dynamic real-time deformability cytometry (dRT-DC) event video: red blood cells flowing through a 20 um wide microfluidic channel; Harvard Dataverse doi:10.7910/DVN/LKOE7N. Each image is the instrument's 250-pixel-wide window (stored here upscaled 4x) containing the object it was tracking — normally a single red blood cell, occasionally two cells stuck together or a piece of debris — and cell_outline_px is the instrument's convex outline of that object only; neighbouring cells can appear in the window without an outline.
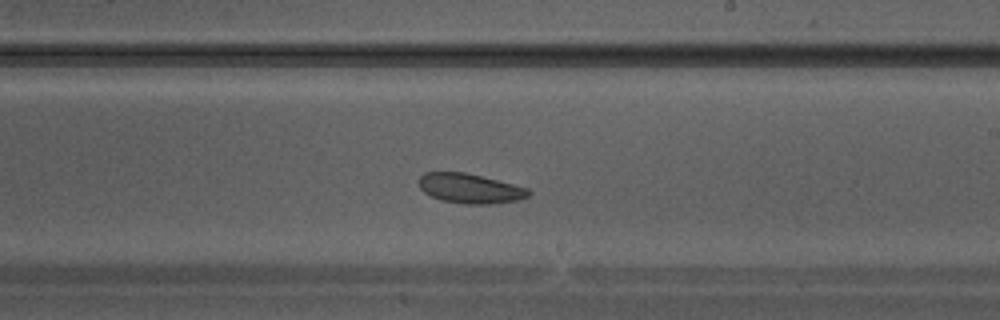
{"species": "Egyptian fruit bat (a non-hibernating species)", "species_latin": "Rousettus aegyptiacus", "temperature_condition": "warm", "stored_images_in_passage": 27, "camera_frame_rate_fps": 3000, "um_per_image_px": 0.085, "animal": {"sex": "male"}, "frame": {"image": 1, "passage_image": 12, "time_ms": 3.667, "image_size_px": [1000, 320], "cell_outline_px": [[532, 192], [528, 196], [516, 200], [492, 204], [464, 204], [440, 200], [424, 192], [420, 188], [416, 180], [424, 172], [464, 172], [528, 188]], "centroid_in_image_um": [39.9, 16.02], "position_along_channel_um": 249.1, "area_um2": 18.96}}
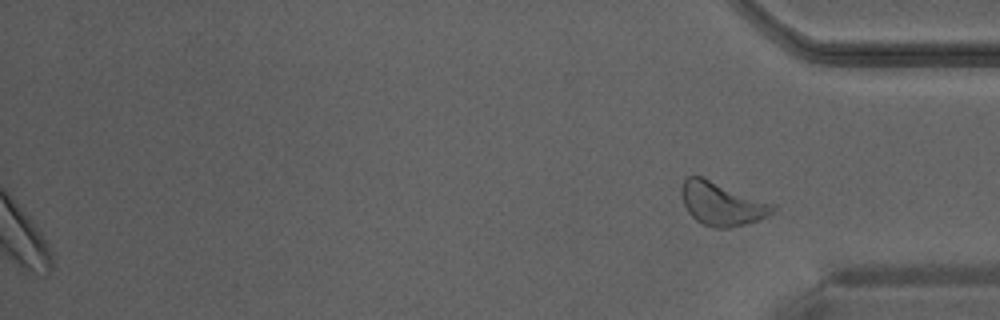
{"frame": {"image": 2, "passage_image": 27, "time_ms": 8.667, "image_size_px": [1000, 320], "cell_outline_px": [[776, 212], [768, 216], [744, 224], [728, 228], [712, 228], [696, 220], [688, 212], [684, 204], [680, 192], [680, 188], [684, 180], [688, 176], [700, 176], [776, 204]], "centroid_in_image_um": [61.37, 17.32], "position_along_channel_um": 373.8, "area_um2": 23.06}}